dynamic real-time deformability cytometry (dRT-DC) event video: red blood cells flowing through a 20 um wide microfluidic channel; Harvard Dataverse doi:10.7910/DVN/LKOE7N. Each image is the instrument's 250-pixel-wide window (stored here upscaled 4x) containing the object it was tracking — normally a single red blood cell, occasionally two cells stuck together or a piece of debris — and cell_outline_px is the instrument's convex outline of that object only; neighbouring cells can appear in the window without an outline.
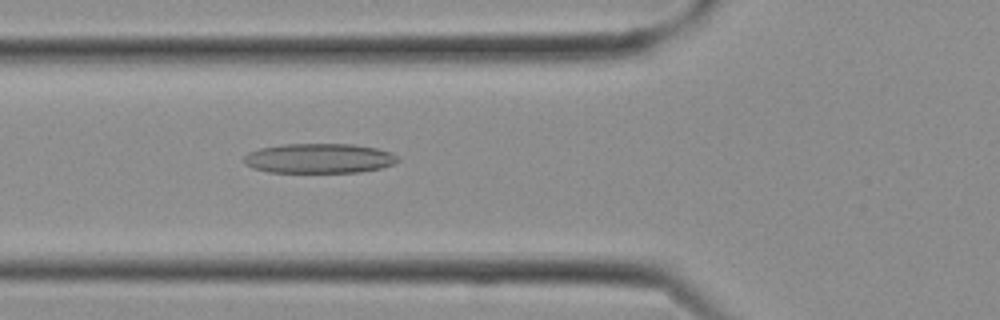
{"species": "Egyptian fruit bat (a non-hibernating species)", "species_latin": "Rousettus aegyptiacus", "temperature_condition": "cold", "stored_images_in_passage": 10, "camera_frame_rate_fps": 3000, "um_per_image_px": 0.085, "frame": {"image": 1, "passage_image": 10, "time_ms": 3.0, "image_size_px": [1000, 320], "cell_outline_px": [[400, 160], [392, 164], [380, 168], [360, 172], [268, 172], [252, 168], [244, 164], [244, 156], [248, 152], [260, 148], [280, 144], [352, 144], [376, 148], [392, 152]], "centroid_in_image_um": [27.09, 13.46], "position_along_channel_um": 98.7, "area_um2": 26.76}}